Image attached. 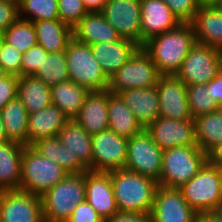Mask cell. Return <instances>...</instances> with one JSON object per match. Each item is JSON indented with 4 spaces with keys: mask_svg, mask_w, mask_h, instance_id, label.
<instances>
[{
    "mask_svg": "<svg viewBox=\"0 0 222 222\" xmlns=\"http://www.w3.org/2000/svg\"><path fill=\"white\" fill-rule=\"evenodd\" d=\"M69 80L87 88L89 91H102L109 87V79L94 57L90 45L74 37L65 50Z\"/></svg>",
    "mask_w": 222,
    "mask_h": 222,
    "instance_id": "cell-7",
    "label": "cell"
},
{
    "mask_svg": "<svg viewBox=\"0 0 222 222\" xmlns=\"http://www.w3.org/2000/svg\"><path fill=\"white\" fill-rule=\"evenodd\" d=\"M0 115L8 140L27 146L28 113L20 99L10 100Z\"/></svg>",
    "mask_w": 222,
    "mask_h": 222,
    "instance_id": "cell-31",
    "label": "cell"
},
{
    "mask_svg": "<svg viewBox=\"0 0 222 222\" xmlns=\"http://www.w3.org/2000/svg\"><path fill=\"white\" fill-rule=\"evenodd\" d=\"M85 201L107 220L119 213L109 173L85 172Z\"/></svg>",
    "mask_w": 222,
    "mask_h": 222,
    "instance_id": "cell-17",
    "label": "cell"
},
{
    "mask_svg": "<svg viewBox=\"0 0 222 222\" xmlns=\"http://www.w3.org/2000/svg\"><path fill=\"white\" fill-rule=\"evenodd\" d=\"M102 71L110 79L140 47L135 42L120 38L117 41L90 45Z\"/></svg>",
    "mask_w": 222,
    "mask_h": 222,
    "instance_id": "cell-19",
    "label": "cell"
},
{
    "mask_svg": "<svg viewBox=\"0 0 222 222\" xmlns=\"http://www.w3.org/2000/svg\"><path fill=\"white\" fill-rule=\"evenodd\" d=\"M58 0H18L19 18L31 22L58 20ZM30 17L23 18V14Z\"/></svg>",
    "mask_w": 222,
    "mask_h": 222,
    "instance_id": "cell-36",
    "label": "cell"
},
{
    "mask_svg": "<svg viewBox=\"0 0 222 222\" xmlns=\"http://www.w3.org/2000/svg\"><path fill=\"white\" fill-rule=\"evenodd\" d=\"M181 23H191L199 6L195 0H163Z\"/></svg>",
    "mask_w": 222,
    "mask_h": 222,
    "instance_id": "cell-40",
    "label": "cell"
},
{
    "mask_svg": "<svg viewBox=\"0 0 222 222\" xmlns=\"http://www.w3.org/2000/svg\"><path fill=\"white\" fill-rule=\"evenodd\" d=\"M194 222H222V211L197 213Z\"/></svg>",
    "mask_w": 222,
    "mask_h": 222,
    "instance_id": "cell-49",
    "label": "cell"
},
{
    "mask_svg": "<svg viewBox=\"0 0 222 222\" xmlns=\"http://www.w3.org/2000/svg\"><path fill=\"white\" fill-rule=\"evenodd\" d=\"M196 215L179 188L158 185L149 214L150 222H194Z\"/></svg>",
    "mask_w": 222,
    "mask_h": 222,
    "instance_id": "cell-14",
    "label": "cell"
},
{
    "mask_svg": "<svg viewBox=\"0 0 222 222\" xmlns=\"http://www.w3.org/2000/svg\"><path fill=\"white\" fill-rule=\"evenodd\" d=\"M211 96L210 81L187 86L188 107L193 119L219 109L217 101Z\"/></svg>",
    "mask_w": 222,
    "mask_h": 222,
    "instance_id": "cell-35",
    "label": "cell"
},
{
    "mask_svg": "<svg viewBox=\"0 0 222 222\" xmlns=\"http://www.w3.org/2000/svg\"><path fill=\"white\" fill-rule=\"evenodd\" d=\"M156 87L159 95V117L194 120L188 107L187 86L176 75H160Z\"/></svg>",
    "mask_w": 222,
    "mask_h": 222,
    "instance_id": "cell-15",
    "label": "cell"
},
{
    "mask_svg": "<svg viewBox=\"0 0 222 222\" xmlns=\"http://www.w3.org/2000/svg\"><path fill=\"white\" fill-rule=\"evenodd\" d=\"M107 110L109 129L122 137L130 139L145 129L123 99L109 90Z\"/></svg>",
    "mask_w": 222,
    "mask_h": 222,
    "instance_id": "cell-26",
    "label": "cell"
},
{
    "mask_svg": "<svg viewBox=\"0 0 222 222\" xmlns=\"http://www.w3.org/2000/svg\"><path fill=\"white\" fill-rule=\"evenodd\" d=\"M9 141L0 115V144Z\"/></svg>",
    "mask_w": 222,
    "mask_h": 222,
    "instance_id": "cell-52",
    "label": "cell"
},
{
    "mask_svg": "<svg viewBox=\"0 0 222 222\" xmlns=\"http://www.w3.org/2000/svg\"><path fill=\"white\" fill-rule=\"evenodd\" d=\"M108 0H82L88 12L101 11Z\"/></svg>",
    "mask_w": 222,
    "mask_h": 222,
    "instance_id": "cell-50",
    "label": "cell"
},
{
    "mask_svg": "<svg viewBox=\"0 0 222 222\" xmlns=\"http://www.w3.org/2000/svg\"><path fill=\"white\" fill-rule=\"evenodd\" d=\"M59 19L74 28L88 13L82 0H58Z\"/></svg>",
    "mask_w": 222,
    "mask_h": 222,
    "instance_id": "cell-37",
    "label": "cell"
},
{
    "mask_svg": "<svg viewBox=\"0 0 222 222\" xmlns=\"http://www.w3.org/2000/svg\"><path fill=\"white\" fill-rule=\"evenodd\" d=\"M85 198V172L68 174L41 196L44 222H66Z\"/></svg>",
    "mask_w": 222,
    "mask_h": 222,
    "instance_id": "cell-4",
    "label": "cell"
},
{
    "mask_svg": "<svg viewBox=\"0 0 222 222\" xmlns=\"http://www.w3.org/2000/svg\"><path fill=\"white\" fill-rule=\"evenodd\" d=\"M196 42L219 49L222 47V9L201 6L191 22Z\"/></svg>",
    "mask_w": 222,
    "mask_h": 222,
    "instance_id": "cell-23",
    "label": "cell"
},
{
    "mask_svg": "<svg viewBox=\"0 0 222 222\" xmlns=\"http://www.w3.org/2000/svg\"><path fill=\"white\" fill-rule=\"evenodd\" d=\"M73 37L87 45L117 41L121 38L100 11L88 12L73 28Z\"/></svg>",
    "mask_w": 222,
    "mask_h": 222,
    "instance_id": "cell-24",
    "label": "cell"
},
{
    "mask_svg": "<svg viewBox=\"0 0 222 222\" xmlns=\"http://www.w3.org/2000/svg\"><path fill=\"white\" fill-rule=\"evenodd\" d=\"M70 119L55 105L28 114L27 145L35 141L58 136Z\"/></svg>",
    "mask_w": 222,
    "mask_h": 222,
    "instance_id": "cell-21",
    "label": "cell"
},
{
    "mask_svg": "<svg viewBox=\"0 0 222 222\" xmlns=\"http://www.w3.org/2000/svg\"><path fill=\"white\" fill-rule=\"evenodd\" d=\"M196 43L191 23L148 39L142 48L148 53L161 75H176L191 47Z\"/></svg>",
    "mask_w": 222,
    "mask_h": 222,
    "instance_id": "cell-1",
    "label": "cell"
},
{
    "mask_svg": "<svg viewBox=\"0 0 222 222\" xmlns=\"http://www.w3.org/2000/svg\"><path fill=\"white\" fill-rule=\"evenodd\" d=\"M58 165L61 166L68 174H80L87 171V169L76 158V155H72L69 149L62 145L61 141Z\"/></svg>",
    "mask_w": 222,
    "mask_h": 222,
    "instance_id": "cell-43",
    "label": "cell"
},
{
    "mask_svg": "<svg viewBox=\"0 0 222 222\" xmlns=\"http://www.w3.org/2000/svg\"><path fill=\"white\" fill-rule=\"evenodd\" d=\"M104 222H150L148 214L119 212Z\"/></svg>",
    "mask_w": 222,
    "mask_h": 222,
    "instance_id": "cell-46",
    "label": "cell"
},
{
    "mask_svg": "<svg viewBox=\"0 0 222 222\" xmlns=\"http://www.w3.org/2000/svg\"><path fill=\"white\" fill-rule=\"evenodd\" d=\"M0 222H44L40 196L26 191H0Z\"/></svg>",
    "mask_w": 222,
    "mask_h": 222,
    "instance_id": "cell-13",
    "label": "cell"
},
{
    "mask_svg": "<svg viewBox=\"0 0 222 222\" xmlns=\"http://www.w3.org/2000/svg\"><path fill=\"white\" fill-rule=\"evenodd\" d=\"M219 67L220 72H222V47L218 49Z\"/></svg>",
    "mask_w": 222,
    "mask_h": 222,
    "instance_id": "cell-53",
    "label": "cell"
},
{
    "mask_svg": "<svg viewBox=\"0 0 222 222\" xmlns=\"http://www.w3.org/2000/svg\"><path fill=\"white\" fill-rule=\"evenodd\" d=\"M52 104L57 106L70 120L75 119L80 113L87 94V88L70 80L50 87Z\"/></svg>",
    "mask_w": 222,
    "mask_h": 222,
    "instance_id": "cell-29",
    "label": "cell"
},
{
    "mask_svg": "<svg viewBox=\"0 0 222 222\" xmlns=\"http://www.w3.org/2000/svg\"><path fill=\"white\" fill-rule=\"evenodd\" d=\"M17 97L28 114L52 104L50 87L35 76H18Z\"/></svg>",
    "mask_w": 222,
    "mask_h": 222,
    "instance_id": "cell-30",
    "label": "cell"
},
{
    "mask_svg": "<svg viewBox=\"0 0 222 222\" xmlns=\"http://www.w3.org/2000/svg\"><path fill=\"white\" fill-rule=\"evenodd\" d=\"M18 18V0H0V32H4Z\"/></svg>",
    "mask_w": 222,
    "mask_h": 222,
    "instance_id": "cell-42",
    "label": "cell"
},
{
    "mask_svg": "<svg viewBox=\"0 0 222 222\" xmlns=\"http://www.w3.org/2000/svg\"><path fill=\"white\" fill-rule=\"evenodd\" d=\"M100 12L121 38L141 47L140 0H108Z\"/></svg>",
    "mask_w": 222,
    "mask_h": 222,
    "instance_id": "cell-12",
    "label": "cell"
},
{
    "mask_svg": "<svg viewBox=\"0 0 222 222\" xmlns=\"http://www.w3.org/2000/svg\"><path fill=\"white\" fill-rule=\"evenodd\" d=\"M67 175L61 166L42 157L30 145L24 147L20 190L41 197Z\"/></svg>",
    "mask_w": 222,
    "mask_h": 222,
    "instance_id": "cell-5",
    "label": "cell"
},
{
    "mask_svg": "<svg viewBox=\"0 0 222 222\" xmlns=\"http://www.w3.org/2000/svg\"><path fill=\"white\" fill-rule=\"evenodd\" d=\"M118 95L144 128L159 117V95L156 86L132 88L119 92Z\"/></svg>",
    "mask_w": 222,
    "mask_h": 222,
    "instance_id": "cell-22",
    "label": "cell"
},
{
    "mask_svg": "<svg viewBox=\"0 0 222 222\" xmlns=\"http://www.w3.org/2000/svg\"><path fill=\"white\" fill-rule=\"evenodd\" d=\"M179 190L196 213L222 210V171L207 161Z\"/></svg>",
    "mask_w": 222,
    "mask_h": 222,
    "instance_id": "cell-3",
    "label": "cell"
},
{
    "mask_svg": "<svg viewBox=\"0 0 222 222\" xmlns=\"http://www.w3.org/2000/svg\"><path fill=\"white\" fill-rule=\"evenodd\" d=\"M108 89L90 91L75 121L91 136L109 129Z\"/></svg>",
    "mask_w": 222,
    "mask_h": 222,
    "instance_id": "cell-20",
    "label": "cell"
},
{
    "mask_svg": "<svg viewBox=\"0 0 222 222\" xmlns=\"http://www.w3.org/2000/svg\"><path fill=\"white\" fill-rule=\"evenodd\" d=\"M18 76L8 74L0 80V111L12 99L17 97Z\"/></svg>",
    "mask_w": 222,
    "mask_h": 222,
    "instance_id": "cell-45",
    "label": "cell"
},
{
    "mask_svg": "<svg viewBox=\"0 0 222 222\" xmlns=\"http://www.w3.org/2000/svg\"><path fill=\"white\" fill-rule=\"evenodd\" d=\"M8 73L0 66V80L5 78Z\"/></svg>",
    "mask_w": 222,
    "mask_h": 222,
    "instance_id": "cell-54",
    "label": "cell"
},
{
    "mask_svg": "<svg viewBox=\"0 0 222 222\" xmlns=\"http://www.w3.org/2000/svg\"><path fill=\"white\" fill-rule=\"evenodd\" d=\"M196 4L201 6H219L221 0H195Z\"/></svg>",
    "mask_w": 222,
    "mask_h": 222,
    "instance_id": "cell-51",
    "label": "cell"
},
{
    "mask_svg": "<svg viewBox=\"0 0 222 222\" xmlns=\"http://www.w3.org/2000/svg\"><path fill=\"white\" fill-rule=\"evenodd\" d=\"M160 73L148 53L139 47L130 59L109 79L112 94L132 89L156 86Z\"/></svg>",
    "mask_w": 222,
    "mask_h": 222,
    "instance_id": "cell-8",
    "label": "cell"
},
{
    "mask_svg": "<svg viewBox=\"0 0 222 222\" xmlns=\"http://www.w3.org/2000/svg\"><path fill=\"white\" fill-rule=\"evenodd\" d=\"M141 47L153 36L177 28L181 22L163 0H141Z\"/></svg>",
    "mask_w": 222,
    "mask_h": 222,
    "instance_id": "cell-18",
    "label": "cell"
},
{
    "mask_svg": "<svg viewBox=\"0 0 222 222\" xmlns=\"http://www.w3.org/2000/svg\"><path fill=\"white\" fill-rule=\"evenodd\" d=\"M219 7L222 9V0H221V3H220V5H219Z\"/></svg>",
    "mask_w": 222,
    "mask_h": 222,
    "instance_id": "cell-56",
    "label": "cell"
},
{
    "mask_svg": "<svg viewBox=\"0 0 222 222\" xmlns=\"http://www.w3.org/2000/svg\"><path fill=\"white\" fill-rule=\"evenodd\" d=\"M92 171L109 173L124 169L128 139L108 129L91 136Z\"/></svg>",
    "mask_w": 222,
    "mask_h": 222,
    "instance_id": "cell-11",
    "label": "cell"
},
{
    "mask_svg": "<svg viewBox=\"0 0 222 222\" xmlns=\"http://www.w3.org/2000/svg\"><path fill=\"white\" fill-rule=\"evenodd\" d=\"M22 53L6 43L0 49V66L10 75L21 76Z\"/></svg>",
    "mask_w": 222,
    "mask_h": 222,
    "instance_id": "cell-39",
    "label": "cell"
},
{
    "mask_svg": "<svg viewBox=\"0 0 222 222\" xmlns=\"http://www.w3.org/2000/svg\"><path fill=\"white\" fill-rule=\"evenodd\" d=\"M66 222H104V220L89 203L84 201L75 207Z\"/></svg>",
    "mask_w": 222,
    "mask_h": 222,
    "instance_id": "cell-44",
    "label": "cell"
},
{
    "mask_svg": "<svg viewBox=\"0 0 222 222\" xmlns=\"http://www.w3.org/2000/svg\"><path fill=\"white\" fill-rule=\"evenodd\" d=\"M145 130L162 150L197 145L194 120H174L158 117Z\"/></svg>",
    "mask_w": 222,
    "mask_h": 222,
    "instance_id": "cell-16",
    "label": "cell"
},
{
    "mask_svg": "<svg viewBox=\"0 0 222 222\" xmlns=\"http://www.w3.org/2000/svg\"><path fill=\"white\" fill-rule=\"evenodd\" d=\"M194 122L196 143L203 152L222 142V109L197 116Z\"/></svg>",
    "mask_w": 222,
    "mask_h": 222,
    "instance_id": "cell-32",
    "label": "cell"
},
{
    "mask_svg": "<svg viewBox=\"0 0 222 222\" xmlns=\"http://www.w3.org/2000/svg\"><path fill=\"white\" fill-rule=\"evenodd\" d=\"M220 72L218 49L196 42L176 76L186 86L207 84Z\"/></svg>",
    "mask_w": 222,
    "mask_h": 222,
    "instance_id": "cell-10",
    "label": "cell"
},
{
    "mask_svg": "<svg viewBox=\"0 0 222 222\" xmlns=\"http://www.w3.org/2000/svg\"><path fill=\"white\" fill-rule=\"evenodd\" d=\"M4 41L22 54L37 45V35L33 22L18 18L4 32Z\"/></svg>",
    "mask_w": 222,
    "mask_h": 222,
    "instance_id": "cell-33",
    "label": "cell"
},
{
    "mask_svg": "<svg viewBox=\"0 0 222 222\" xmlns=\"http://www.w3.org/2000/svg\"><path fill=\"white\" fill-rule=\"evenodd\" d=\"M58 137L62 145L68 148L72 155H76L87 170L92 171L91 135L75 119L67 122L59 131Z\"/></svg>",
    "mask_w": 222,
    "mask_h": 222,
    "instance_id": "cell-27",
    "label": "cell"
},
{
    "mask_svg": "<svg viewBox=\"0 0 222 222\" xmlns=\"http://www.w3.org/2000/svg\"><path fill=\"white\" fill-rule=\"evenodd\" d=\"M34 76L49 87L69 80L65 52L48 53Z\"/></svg>",
    "mask_w": 222,
    "mask_h": 222,
    "instance_id": "cell-34",
    "label": "cell"
},
{
    "mask_svg": "<svg viewBox=\"0 0 222 222\" xmlns=\"http://www.w3.org/2000/svg\"><path fill=\"white\" fill-rule=\"evenodd\" d=\"M207 162L222 171V142L206 153Z\"/></svg>",
    "mask_w": 222,
    "mask_h": 222,
    "instance_id": "cell-48",
    "label": "cell"
},
{
    "mask_svg": "<svg viewBox=\"0 0 222 222\" xmlns=\"http://www.w3.org/2000/svg\"><path fill=\"white\" fill-rule=\"evenodd\" d=\"M210 94L222 109V72H219L212 80H210Z\"/></svg>",
    "mask_w": 222,
    "mask_h": 222,
    "instance_id": "cell-47",
    "label": "cell"
},
{
    "mask_svg": "<svg viewBox=\"0 0 222 222\" xmlns=\"http://www.w3.org/2000/svg\"><path fill=\"white\" fill-rule=\"evenodd\" d=\"M25 145L7 141L0 144V191L18 190Z\"/></svg>",
    "mask_w": 222,
    "mask_h": 222,
    "instance_id": "cell-25",
    "label": "cell"
},
{
    "mask_svg": "<svg viewBox=\"0 0 222 222\" xmlns=\"http://www.w3.org/2000/svg\"><path fill=\"white\" fill-rule=\"evenodd\" d=\"M206 161V153L198 145L163 150L158 185L180 188L199 172Z\"/></svg>",
    "mask_w": 222,
    "mask_h": 222,
    "instance_id": "cell-6",
    "label": "cell"
},
{
    "mask_svg": "<svg viewBox=\"0 0 222 222\" xmlns=\"http://www.w3.org/2000/svg\"><path fill=\"white\" fill-rule=\"evenodd\" d=\"M30 146L42 157L58 164L60 154V139L58 136L39 139Z\"/></svg>",
    "mask_w": 222,
    "mask_h": 222,
    "instance_id": "cell-41",
    "label": "cell"
},
{
    "mask_svg": "<svg viewBox=\"0 0 222 222\" xmlns=\"http://www.w3.org/2000/svg\"><path fill=\"white\" fill-rule=\"evenodd\" d=\"M119 212L150 214L158 182L128 170L109 172Z\"/></svg>",
    "mask_w": 222,
    "mask_h": 222,
    "instance_id": "cell-2",
    "label": "cell"
},
{
    "mask_svg": "<svg viewBox=\"0 0 222 222\" xmlns=\"http://www.w3.org/2000/svg\"><path fill=\"white\" fill-rule=\"evenodd\" d=\"M3 42H4V33L0 32V49L2 47Z\"/></svg>",
    "mask_w": 222,
    "mask_h": 222,
    "instance_id": "cell-55",
    "label": "cell"
},
{
    "mask_svg": "<svg viewBox=\"0 0 222 222\" xmlns=\"http://www.w3.org/2000/svg\"><path fill=\"white\" fill-rule=\"evenodd\" d=\"M47 55L48 52L41 45L37 44L29 48L22 54L21 76H34Z\"/></svg>",
    "mask_w": 222,
    "mask_h": 222,
    "instance_id": "cell-38",
    "label": "cell"
},
{
    "mask_svg": "<svg viewBox=\"0 0 222 222\" xmlns=\"http://www.w3.org/2000/svg\"><path fill=\"white\" fill-rule=\"evenodd\" d=\"M163 150L144 129L128 139L125 170L159 181Z\"/></svg>",
    "mask_w": 222,
    "mask_h": 222,
    "instance_id": "cell-9",
    "label": "cell"
},
{
    "mask_svg": "<svg viewBox=\"0 0 222 222\" xmlns=\"http://www.w3.org/2000/svg\"><path fill=\"white\" fill-rule=\"evenodd\" d=\"M37 35V44L48 53L65 52L73 38V28L60 19L39 20L33 22Z\"/></svg>",
    "mask_w": 222,
    "mask_h": 222,
    "instance_id": "cell-28",
    "label": "cell"
}]
</instances>
